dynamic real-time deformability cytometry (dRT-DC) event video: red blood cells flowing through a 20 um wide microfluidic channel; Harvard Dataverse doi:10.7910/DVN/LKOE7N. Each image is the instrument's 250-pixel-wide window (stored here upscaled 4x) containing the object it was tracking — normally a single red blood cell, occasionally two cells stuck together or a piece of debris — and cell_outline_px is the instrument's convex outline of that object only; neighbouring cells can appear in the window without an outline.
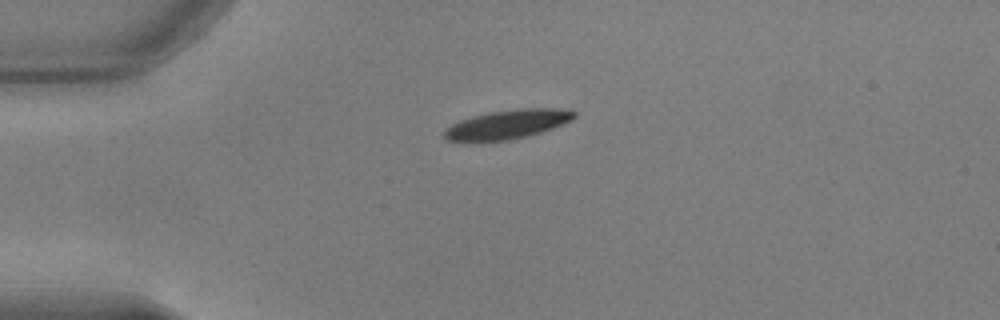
{"species": "common noctule bat (a hibernating species)", "species_latin": "Nyctalus noctula", "temperature_condition": "warm", "stored_images_in_passage": 36, "camera_frame_rate_fps": 3000, "um_per_image_px": 0.085, "animal": {"sex": "male", "body_mass_g": 17.9, "forearm_length_mm": 54.2}, "frame": {"image": 1, "passage_image": 1, "time_ms": 0.0, "image_size_px": [1000, 320], "cell_outline_px": [[576, 116], [572, 120], [552, 128], [540, 132], [508, 140], [476, 144], [448, 140], [440, 132], [444, 128], [460, 120], [472, 116], [488, 112], [516, 108], [560, 108], [576, 112]], "centroid_in_image_um": [43.03, 10.59], "position_along_channel_um": 42.0, "area_um2": 22.66}}
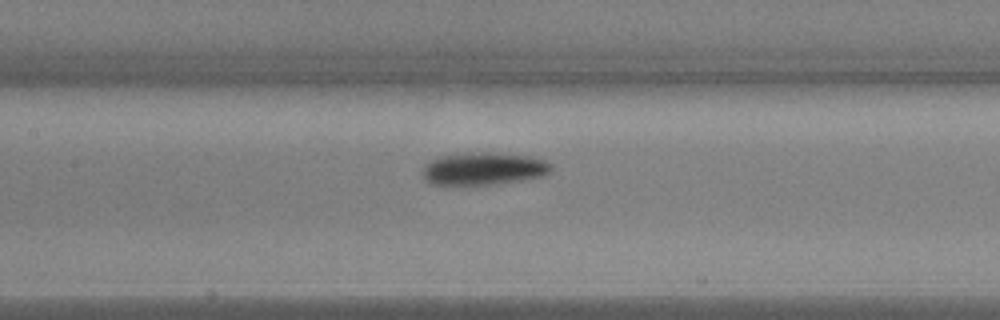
{"frame": {"image": 2, "passage_image": 13, "time_ms": 4.0, "image_size_px": [1000, 320], "cell_outline_px": [[552, 172], [544, 176], [528, 180], [496, 184], [432, 184], [424, 180], [424, 164], [440, 156], [468, 152], [488, 152], [532, 156], [544, 160], [552, 164]], "centroid_in_image_um": [41.18, 14.33], "position_along_channel_um": 166.2, "area_um2": 24.68}}
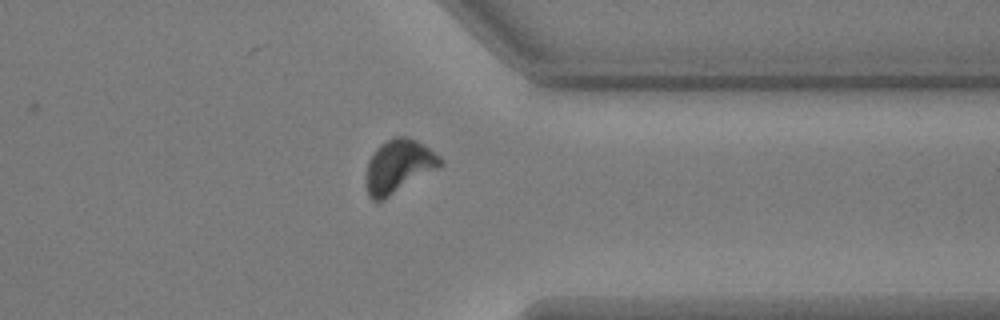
{"frame": {"image": 3, "passage_image": 30, "time_ms": 9.667, "image_size_px": [1000, 320], "cell_outline_px": [[444, 164], [384, 200], [376, 204], [368, 196], [364, 184], [364, 176], [368, 160], [376, 148], [380, 144], [396, 136], [404, 136], [416, 140], [440, 156]], "centroid_in_image_um": [33.81, 14.17], "position_along_channel_um": 377.6, "area_um2": 23.35}}